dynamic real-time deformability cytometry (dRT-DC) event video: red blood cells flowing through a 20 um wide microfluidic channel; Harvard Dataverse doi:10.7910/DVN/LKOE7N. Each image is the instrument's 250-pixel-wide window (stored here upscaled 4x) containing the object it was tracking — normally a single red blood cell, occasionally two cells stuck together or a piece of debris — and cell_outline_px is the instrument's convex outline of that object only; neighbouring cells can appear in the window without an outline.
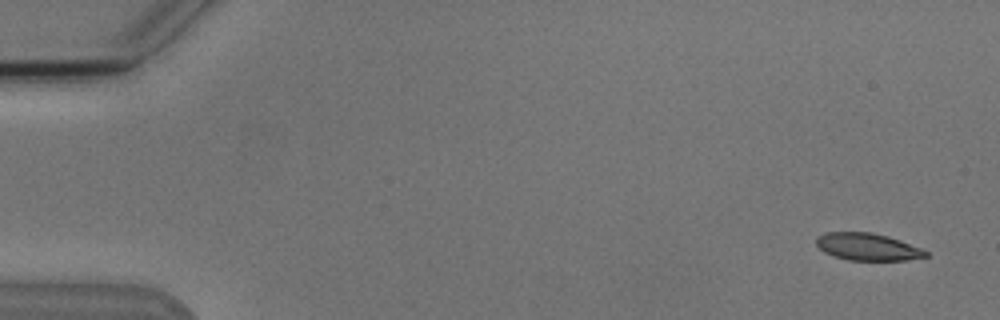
{"species": "Egyptian fruit bat (a non-hibernating species)", "species_latin": "Rousettus aegyptiacus", "temperature_condition": "cold", "stored_images_in_passage": 4, "camera_frame_rate_fps": 3000, "um_per_image_px": 0.085, "animal": {"sex": "male"}, "frame": {"image": 1, "passage_image": 1, "time_ms": 0.0, "image_size_px": [1000, 320], "cell_outline_px": [[928, 256], [908, 260], [848, 260], [832, 256], [824, 252], [816, 244], [816, 236], [824, 232], [872, 232], [888, 236], [900, 240], [920, 248], [928, 252]], "centroid_in_image_um": [73.71, 20.97], "position_along_channel_um": 11.3, "area_um2": 17.46}}
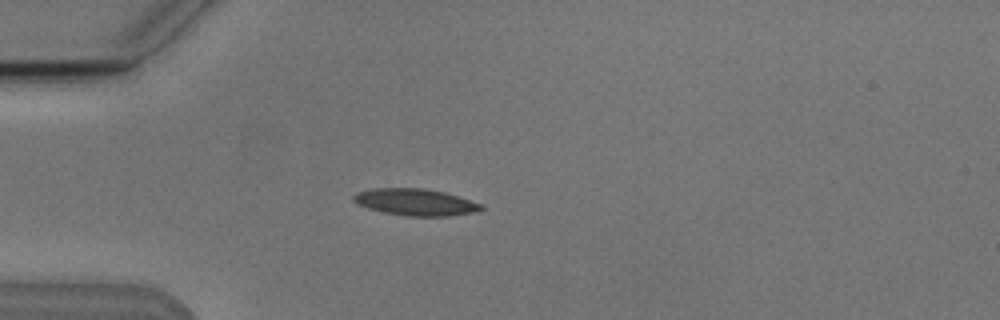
{"frame": {"image": 2, "passage_image": 4, "time_ms": 4.333, "image_size_px": [1000, 320], "cell_outline_px": [[484, 208], [476, 212], [452, 216], [404, 216], [384, 212], [368, 208], [356, 204], [352, 200], [352, 196], [356, 192], [372, 188], [424, 188], [444, 192], [484, 204]], "centroid_in_image_um": [35.31, 17.18], "position_along_channel_um": 49.7, "area_um2": 20.17}}